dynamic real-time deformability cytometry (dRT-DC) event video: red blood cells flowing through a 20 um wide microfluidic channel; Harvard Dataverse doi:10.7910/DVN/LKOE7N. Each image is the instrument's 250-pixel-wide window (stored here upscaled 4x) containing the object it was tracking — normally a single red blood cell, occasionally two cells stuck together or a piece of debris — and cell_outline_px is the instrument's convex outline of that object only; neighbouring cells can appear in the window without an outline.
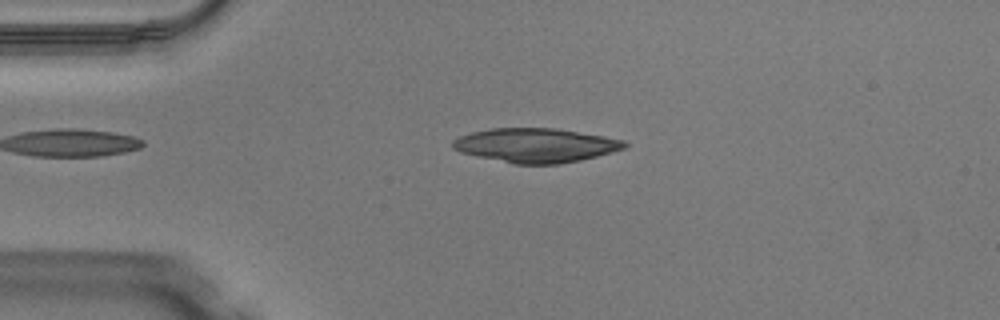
{"species": "Egyptian fruit bat (a non-hibernating species)", "species_latin": "Rousettus aegyptiacus", "temperature_condition": "warm", "stored_images_in_passage": 45, "camera_frame_rate_fps": 3000, "um_per_image_px": 0.085, "animal": {"sex": "male"}, "frame": {"image": 1, "passage_image": 8, "time_ms": 2.333, "image_size_px": [1000, 320], "cell_outline_px": [[628, 148], [580, 160], [560, 164], [512, 164], [476, 156], [460, 152], [452, 148], [452, 140], [460, 136], [472, 132], [488, 128], [556, 128], [604, 136], [624, 140], [628, 144]], "centroid_in_image_um": [45.53, 12.35], "position_along_channel_um": 39.5, "area_um2": 34.45}}